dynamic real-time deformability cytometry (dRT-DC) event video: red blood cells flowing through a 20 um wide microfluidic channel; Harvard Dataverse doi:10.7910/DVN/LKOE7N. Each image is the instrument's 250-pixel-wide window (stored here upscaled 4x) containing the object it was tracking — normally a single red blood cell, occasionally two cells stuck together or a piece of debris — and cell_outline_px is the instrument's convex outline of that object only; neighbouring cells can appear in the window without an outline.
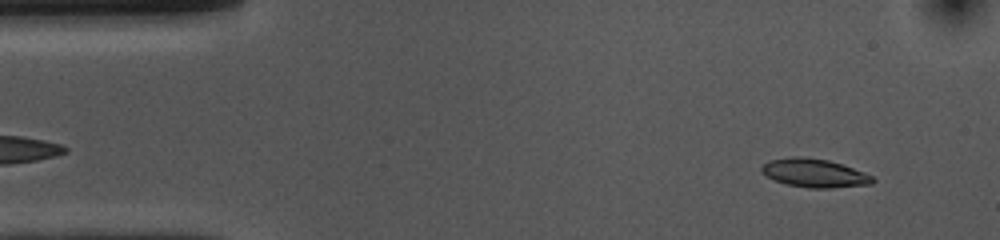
{"species": "common noctule bat (a hibernating species)", "species_latin": "Nyctalus noctula", "temperature_condition": "cold", "stored_images_in_passage": 52, "camera_frame_rate_fps": 3000, "um_per_image_px": 0.085, "animal": {"sex": "female", "body_mass_g": 10.0, "forearm_length_mm": 53.1}, "frame": {"image": 1, "passage_image": 3, "time_ms": 0.667, "image_size_px": [1000, 240], "cell_outline_px": [[876, 180], [872, 184], [832, 188], [808, 188], [788, 184], [776, 180], [760, 172], [760, 168], [768, 160], [792, 156], [800, 156], [828, 160], [864, 172], [872, 176]], "centroid_in_image_um": [69.22, 14.71], "position_along_channel_um": 15.8, "area_um2": 18.38}}
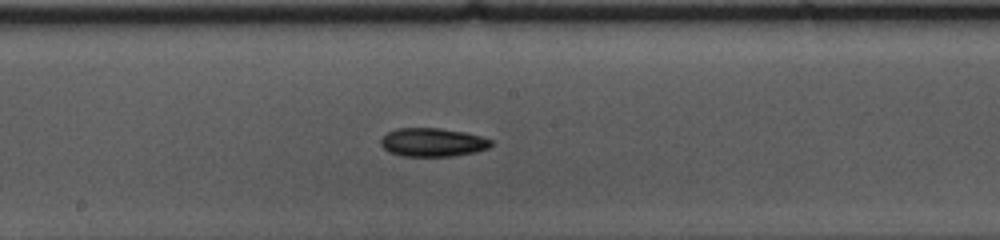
{"frame": {"image": 2, "passage_image": 25, "time_ms": 8.0, "image_size_px": [1000, 240], "cell_outline_px": [[492, 144], [488, 148], [476, 152], [452, 156], [404, 156], [388, 152], [380, 144], [380, 140], [388, 132], [396, 128], [440, 128], [464, 132], [480, 136], [492, 140]], "centroid_in_image_um": [36.77, 12.1], "position_along_channel_um": 211.4, "area_um2": 18.32}}
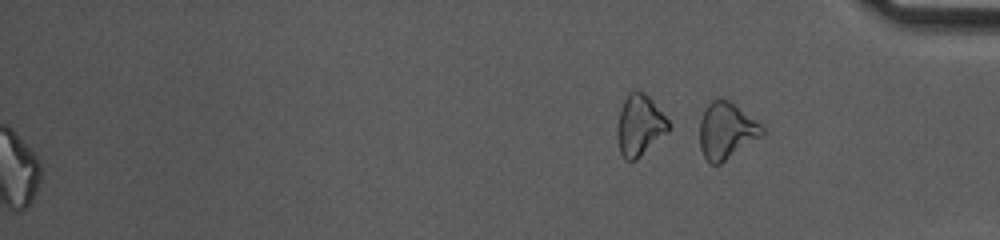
{"frame": {"image": 3, "passage_image": 52, "time_ms": 17.0, "image_size_px": [1000, 240], "cell_outline_px": [[768, 132], [764, 136], [720, 164], [708, 164], [700, 148], [700, 120], [708, 104], [716, 96], [720, 96], [736, 104], [760, 124]], "centroid_in_image_um": [61.77, 11.11], "position_along_channel_um": 373.4, "area_um2": 21.04}, "authors_computed_cell_mechanics": {"area_um2": 18.3804, "velocity_mm_per_s": 3.7229, "shape_relaxation_time_tau1_ms": 6.0269, "shape_relaxation_time_tau2_ms": null, "deformation_change_tau1": 0.1187, "deformation_change_tau2": null}}